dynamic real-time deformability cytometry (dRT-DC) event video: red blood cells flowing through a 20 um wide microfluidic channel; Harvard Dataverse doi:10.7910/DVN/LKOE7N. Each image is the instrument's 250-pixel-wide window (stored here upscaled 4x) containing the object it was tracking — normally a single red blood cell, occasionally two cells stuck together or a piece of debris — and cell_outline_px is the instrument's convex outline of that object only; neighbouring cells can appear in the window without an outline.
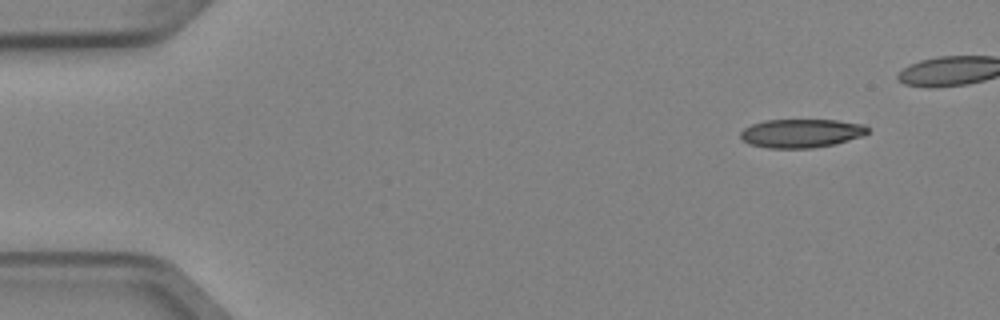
{"species": "Egyptian fruit bat (a non-hibernating species)", "species_latin": "Rousettus aegyptiacus", "temperature_condition": "cold", "stored_images_in_passage": 5, "camera_frame_rate_fps": 3000, "um_per_image_px": 0.085, "animal": {"sex": "female"}, "frame": {"image": 1, "passage_image": 1, "time_ms": 0.0, "image_size_px": [1000, 320], "cell_outline_px": [[868, 132], [864, 136], [832, 144], [812, 148], [768, 148], [748, 144], [740, 136], [740, 132], [744, 128], [752, 124], [764, 120], [836, 120], [864, 124], [868, 128]], "centroid_in_image_um": [68.1, 11.32], "position_along_channel_um": 16.9, "area_um2": 21.21}}
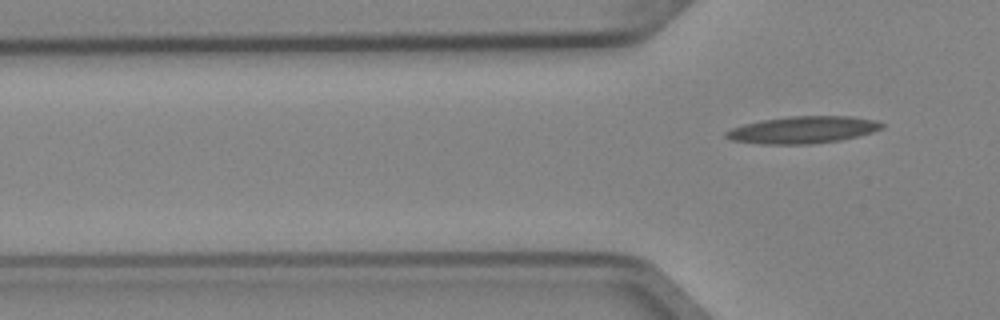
{"frame": {"image": 2, "passage_image": 5, "time_ms": 1.333, "image_size_px": [1000, 320], "cell_outline_px": [[884, 128], [872, 132], [840, 140], [812, 144], [760, 144], [732, 140], [724, 136], [724, 132], [732, 128], [744, 124], [760, 120], [788, 116], [852, 116], [876, 120], [884, 124]], "centroid_in_image_um": [68.24, 11.03], "position_along_channel_um": 57.6, "area_um2": 24.68}}